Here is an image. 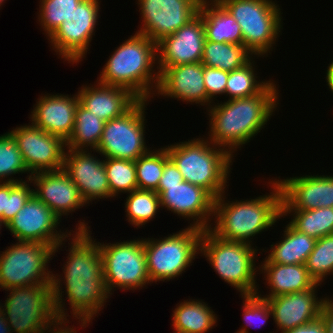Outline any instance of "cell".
Listing matches in <instances>:
<instances>
[{"mask_svg":"<svg viewBox=\"0 0 333 333\" xmlns=\"http://www.w3.org/2000/svg\"><path fill=\"white\" fill-rule=\"evenodd\" d=\"M78 224H76V232L72 234L73 238H68L71 244L65 266L63 265L64 277L52 274L51 288L57 319L67 320L68 313L65 312L67 309L64 307L66 304L62 298V295L67 293L71 313L73 317H76L74 319H79L81 328H86L94 319L93 317L104 308L110 294L104 281L99 244L96 239L92 240L93 236L90 234L88 223L80 220ZM62 281L65 290L62 288ZM62 290L65 294H62L64 293Z\"/></svg>","mask_w":333,"mask_h":333,"instance_id":"obj_1","label":"cell"},{"mask_svg":"<svg viewBox=\"0 0 333 333\" xmlns=\"http://www.w3.org/2000/svg\"><path fill=\"white\" fill-rule=\"evenodd\" d=\"M270 82L260 93L212 104L208 109L211 143L232 156L237 148L250 142L271 119L279 104V90Z\"/></svg>","mask_w":333,"mask_h":333,"instance_id":"obj_2","label":"cell"},{"mask_svg":"<svg viewBox=\"0 0 333 333\" xmlns=\"http://www.w3.org/2000/svg\"><path fill=\"white\" fill-rule=\"evenodd\" d=\"M270 183L273 189L270 194L255 199L227 202L225 192L222 193L214 202L216 225L209 229L221 239L253 245L251 240L255 235L267 231L282 217L280 184L277 179Z\"/></svg>","mask_w":333,"mask_h":333,"instance_id":"obj_3","label":"cell"},{"mask_svg":"<svg viewBox=\"0 0 333 333\" xmlns=\"http://www.w3.org/2000/svg\"><path fill=\"white\" fill-rule=\"evenodd\" d=\"M155 61L157 43L136 32L109 56L96 82L123 87L140 100H151L159 83V72L153 69Z\"/></svg>","mask_w":333,"mask_h":333,"instance_id":"obj_4","label":"cell"},{"mask_svg":"<svg viewBox=\"0 0 333 333\" xmlns=\"http://www.w3.org/2000/svg\"><path fill=\"white\" fill-rule=\"evenodd\" d=\"M165 148L184 181L204 188L215 199L229 186L227 180L234 156L225 149L200 137Z\"/></svg>","mask_w":333,"mask_h":333,"instance_id":"obj_5","label":"cell"},{"mask_svg":"<svg viewBox=\"0 0 333 333\" xmlns=\"http://www.w3.org/2000/svg\"><path fill=\"white\" fill-rule=\"evenodd\" d=\"M257 251L250 244L221 239L210 229L203 230L200 239V253L216 274L242 296L258 292L255 276L259 269L254 260Z\"/></svg>","mask_w":333,"mask_h":333,"instance_id":"obj_6","label":"cell"},{"mask_svg":"<svg viewBox=\"0 0 333 333\" xmlns=\"http://www.w3.org/2000/svg\"><path fill=\"white\" fill-rule=\"evenodd\" d=\"M239 24L243 45L257 57L268 56L282 28L279 5L273 0H217ZM265 54V55H264Z\"/></svg>","mask_w":333,"mask_h":333,"instance_id":"obj_7","label":"cell"},{"mask_svg":"<svg viewBox=\"0 0 333 333\" xmlns=\"http://www.w3.org/2000/svg\"><path fill=\"white\" fill-rule=\"evenodd\" d=\"M203 230L188 226L161 239L144 238L147 269L151 283L170 281L185 272L200 252Z\"/></svg>","mask_w":333,"mask_h":333,"instance_id":"obj_8","label":"cell"},{"mask_svg":"<svg viewBox=\"0 0 333 333\" xmlns=\"http://www.w3.org/2000/svg\"><path fill=\"white\" fill-rule=\"evenodd\" d=\"M54 247L39 242L18 241L0 253V287H26L41 284L51 285ZM52 257V258H51Z\"/></svg>","mask_w":333,"mask_h":333,"instance_id":"obj_9","label":"cell"},{"mask_svg":"<svg viewBox=\"0 0 333 333\" xmlns=\"http://www.w3.org/2000/svg\"><path fill=\"white\" fill-rule=\"evenodd\" d=\"M5 291L10 293L2 304V313L12 333H45L57 320L51 285L13 287Z\"/></svg>","mask_w":333,"mask_h":333,"instance_id":"obj_10","label":"cell"},{"mask_svg":"<svg viewBox=\"0 0 333 333\" xmlns=\"http://www.w3.org/2000/svg\"><path fill=\"white\" fill-rule=\"evenodd\" d=\"M99 244L103 260L104 281L108 293L113 288L136 290L151 284L143 239Z\"/></svg>","mask_w":333,"mask_h":333,"instance_id":"obj_11","label":"cell"},{"mask_svg":"<svg viewBox=\"0 0 333 333\" xmlns=\"http://www.w3.org/2000/svg\"><path fill=\"white\" fill-rule=\"evenodd\" d=\"M149 100H139L124 115L105 122L101 139L95 152L106 158L135 161L146 154L145 107Z\"/></svg>","mask_w":333,"mask_h":333,"instance_id":"obj_12","label":"cell"},{"mask_svg":"<svg viewBox=\"0 0 333 333\" xmlns=\"http://www.w3.org/2000/svg\"><path fill=\"white\" fill-rule=\"evenodd\" d=\"M60 217L34 194L5 226L17 241L39 242L54 247L53 255L72 235L70 231H57ZM67 233V234H66Z\"/></svg>","mask_w":333,"mask_h":333,"instance_id":"obj_13","label":"cell"},{"mask_svg":"<svg viewBox=\"0 0 333 333\" xmlns=\"http://www.w3.org/2000/svg\"><path fill=\"white\" fill-rule=\"evenodd\" d=\"M99 0H82L75 8L73 21H63L48 38L53 50L68 63L82 61L95 34L99 19Z\"/></svg>","mask_w":333,"mask_h":333,"instance_id":"obj_14","label":"cell"},{"mask_svg":"<svg viewBox=\"0 0 333 333\" xmlns=\"http://www.w3.org/2000/svg\"><path fill=\"white\" fill-rule=\"evenodd\" d=\"M203 0H138L142 26L138 33L154 42L173 34L192 20Z\"/></svg>","mask_w":333,"mask_h":333,"instance_id":"obj_15","label":"cell"},{"mask_svg":"<svg viewBox=\"0 0 333 333\" xmlns=\"http://www.w3.org/2000/svg\"><path fill=\"white\" fill-rule=\"evenodd\" d=\"M9 133L32 174L63 169L66 142L61 137L49 134L32 123L16 127Z\"/></svg>","mask_w":333,"mask_h":333,"instance_id":"obj_16","label":"cell"},{"mask_svg":"<svg viewBox=\"0 0 333 333\" xmlns=\"http://www.w3.org/2000/svg\"><path fill=\"white\" fill-rule=\"evenodd\" d=\"M155 192L159 195L161 208H167L179 217L193 219L190 226L202 230L211 227L215 198L204 188L183 181L178 185L158 186Z\"/></svg>","mask_w":333,"mask_h":333,"instance_id":"obj_17","label":"cell"},{"mask_svg":"<svg viewBox=\"0 0 333 333\" xmlns=\"http://www.w3.org/2000/svg\"><path fill=\"white\" fill-rule=\"evenodd\" d=\"M205 40L203 19L198 13L179 30L157 42L158 72L167 67L201 62Z\"/></svg>","mask_w":333,"mask_h":333,"instance_id":"obj_18","label":"cell"},{"mask_svg":"<svg viewBox=\"0 0 333 333\" xmlns=\"http://www.w3.org/2000/svg\"><path fill=\"white\" fill-rule=\"evenodd\" d=\"M97 158L89 150L66 149L64 155L63 170L77 186L86 204L111 197L104 160Z\"/></svg>","mask_w":333,"mask_h":333,"instance_id":"obj_19","label":"cell"},{"mask_svg":"<svg viewBox=\"0 0 333 333\" xmlns=\"http://www.w3.org/2000/svg\"><path fill=\"white\" fill-rule=\"evenodd\" d=\"M277 182L282 191V210L333 207V175H303Z\"/></svg>","mask_w":333,"mask_h":333,"instance_id":"obj_20","label":"cell"},{"mask_svg":"<svg viewBox=\"0 0 333 333\" xmlns=\"http://www.w3.org/2000/svg\"><path fill=\"white\" fill-rule=\"evenodd\" d=\"M29 179L30 185L33 183L35 188L33 194L60 219L62 215H69L87 205L79 189L63 169L33 173Z\"/></svg>","mask_w":333,"mask_h":333,"instance_id":"obj_21","label":"cell"},{"mask_svg":"<svg viewBox=\"0 0 333 333\" xmlns=\"http://www.w3.org/2000/svg\"><path fill=\"white\" fill-rule=\"evenodd\" d=\"M158 95L177 98L183 102L196 103L209 108L213 103L205 89L203 64H180L159 72Z\"/></svg>","mask_w":333,"mask_h":333,"instance_id":"obj_22","label":"cell"},{"mask_svg":"<svg viewBox=\"0 0 333 333\" xmlns=\"http://www.w3.org/2000/svg\"><path fill=\"white\" fill-rule=\"evenodd\" d=\"M320 285L317 284L303 292L263 298L267 300L272 311V319L281 333L305 325L320 316L321 307L327 298L326 295L318 299L316 291Z\"/></svg>","mask_w":333,"mask_h":333,"instance_id":"obj_23","label":"cell"},{"mask_svg":"<svg viewBox=\"0 0 333 333\" xmlns=\"http://www.w3.org/2000/svg\"><path fill=\"white\" fill-rule=\"evenodd\" d=\"M37 100L30 115L32 124L66 142L73 132L78 94L71 97L68 94L47 93Z\"/></svg>","mask_w":333,"mask_h":333,"instance_id":"obj_24","label":"cell"},{"mask_svg":"<svg viewBox=\"0 0 333 333\" xmlns=\"http://www.w3.org/2000/svg\"><path fill=\"white\" fill-rule=\"evenodd\" d=\"M93 86H82L78 90L79 103L105 122L124 115L140 100L123 87L99 82Z\"/></svg>","mask_w":333,"mask_h":333,"instance_id":"obj_25","label":"cell"},{"mask_svg":"<svg viewBox=\"0 0 333 333\" xmlns=\"http://www.w3.org/2000/svg\"><path fill=\"white\" fill-rule=\"evenodd\" d=\"M258 268L264 273L266 285L270 286L269 295L262 297L256 293L261 298L303 292L317 285L304 264L262 263Z\"/></svg>","mask_w":333,"mask_h":333,"instance_id":"obj_26","label":"cell"},{"mask_svg":"<svg viewBox=\"0 0 333 333\" xmlns=\"http://www.w3.org/2000/svg\"><path fill=\"white\" fill-rule=\"evenodd\" d=\"M198 13L203 19L206 40L243 44L239 24L217 0H203Z\"/></svg>","mask_w":333,"mask_h":333,"instance_id":"obj_27","label":"cell"},{"mask_svg":"<svg viewBox=\"0 0 333 333\" xmlns=\"http://www.w3.org/2000/svg\"><path fill=\"white\" fill-rule=\"evenodd\" d=\"M283 240L271 245V251L263 263L304 264L313 251L316 239L294 229L289 223L285 227Z\"/></svg>","mask_w":333,"mask_h":333,"instance_id":"obj_28","label":"cell"},{"mask_svg":"<svg viewBox=\"0 0 333 333\" xmlns=\"http://www.w3.org/2000/svg\"><path fill=\"white\" fill-rule=\"evenodd\" d=\"M174 333H206L217 323L215 312L202 300H184L172 314Z\"/></svg>","mask_w":333,"mask_h":333,"instance_id":"obj_29","label":"cell"},{"mask_svg":"<svg viewBox=\"0 0 333 333\" xmlns=\"http://www.w3.org/2000/svg\"><path fill=\"white\" fill-rule=\"evenodd\" d=\"M253 54L243 44L205 40L201 63L224 71H234L247 64Z\"/></svg>","mask_w":333,"mask_h":333,"instance_id":"obj_30","label":"cell"},{"mask_svg":"<svg viewBox=\"0 0 333 333\" xmlns=\"http://www.w3.org/2000/svg\"><path fill=\"white\" fill-rule=\"evenodd\" d=\"M105 121L99 119L78 103L75 111L74 128L70 138L66 141V148L72 150L95 151L104 130ZM87 147V148H86Z\"/></svg>","mask_w":333,"mask_h":333,"instance_id":"obj_31","label":"cell"},{"mask_svg":"<svg viewBox=\"0 0 333 333\" xmlns=\"http://www.w3.org/2000/svg\"><path fill=\"white\" fill-rule=\"evenodd\" d=\"M293 219L289 224L297 231L316 240L333 234V207L316 208L311 210H282V217L289 215Z\"/></svg>","mask_w":333,"mask_h":333,"instance_id":"obj_32","label":"cell"},{"mask_svg":"<svg viewBox=\"0 0 333 333\" xmlns=\"http://www.w3.org/2000/svg\"><path fill=\"white\" fill-rule=\"evenodd\" d=\"M125 212L128 222L134 227L145 225L155 218L161 202L159 195L152 190L136 189L127 195Z\"/></svg>","mask_w":333,"mask_h":333,"instance_id":"obj_33","label":"cell"},{"mask_svg":"<svg viewBox=\"0 0 333 333\" xmlns=\"http://www.w3.org/2000/svg\"><path fill=\"white\" fill-rule=\"evenodd\" d=\"M168 159L167 150L162 147L149 150L135 160L138 189L156 191Z\"/></svg>","mask_w":333,"mask_h":333,"instance_id":"obj_34","label":"cell"},{"mask_svg":"<svg viewBox=\"0 0 333 333\" xmlns=\"http://www.w3.org/2000/svg\"><path fill=\"white\" fill-rule=\"evenodd\" d=\"M253 62L255 61L252 58L241 68L229 72L225 90V95H229L228 100L256 95L271 82V80L257 81L258 77L256 76Z\"/></svg>","mask_w":333,"mask_h":333,"instance_id":"obj_35","label":"cell"},{"mask_svg":"<svg viewBox=\"0 0 333 333\" xmlns=\"http://www.w3.org/2000/svg\"><path fill=\"white\" fill-rule=\"evenodd\" d=\"M104 167L109 181L111 198L120 193H130L138 189L135 161L106 158Z\"/></svg>","mask_w":333,"mask_h":333,"instance_id":"obj_36","label":"cell"},{"mask_svg":"<svg viewBox=\"0 0 333 333\" xmlns=\"http://www.w3.org/2000/svg\"><path fill=\"white\" fill-rule=\"evenodd\" d=\"M27 180L20 182H0V218L7 225L33 195V188ZM28 182V184H27Z\"/></svg>","mask_w":333,"mask_h":333,"instance_id":"obj_37","label":"cell"},{"mask_svg":"<svg viewBox=\"0 0 333 333\" xmlns=\"http://www.w3.org/2000/svg\"><path fill=\"white\" fill-rule=\"evenodd\" d=\"M82 0H40L38 21L49 38L63 21H73Z\"/></svg>","mask_w":333,"mask_h":333,"instance_id":"obj_38","label":"cell"},{"mask_svg":"<svg viewBox=\"0 0 333 333\" xmlns=\"http://www.w3.org/2000/svg\"><path fill=\"white\" fill-rule=\"evenodd\" d=\"M305 266L317 284H322L325 277L333 274V234L316 240Z\"/></svg>","mask_w":333,"mask_h":333,"instance_id":"obj_39","label":"cell"},{"mask_svg":"<svg viewBox=\"0 0 333 333\" xmlns=\"http://www.w3.org/2000/svg\"><path fill=\"white\" fill-rule=\"evenodd\" d=\"M32 173L28 170L18 145L8 132L0 136V182L23 181L9 177L19 173ZM4 178H7L4 179ZM4 179V180H3Z\"/></svg>","mask_w":333,"mask_h":333,"instance_id":"obj_40","label":"cell"},{"mask_svg":"<svg viewBox=\"0 0 333 333\" xmlns=\"http://www.w3.org/2000/svg\"><path fill=\"white\" fill-rule=\"evenodd\" d=\"M241 297L243 298V320L246 324L236 333H249L248 326H253L252 324H256V322H260L257 327L263 326L269 317L272 316V311L267 300L259 297L257 294Z\"/></svg>","mask_w":333,"mask_h":333,"instance_id":"obj_41","label":"cell"},{"mask_svg":"<svg viewBox=\"0 0 333 333\" xmlns=\"http://www.w3.org/2000/svg\"><path fill=\"white\" fill-rule=\"evenodd\" d=\"M203 76L208 98L213 101L217 95H225L229 72L203 65Z\"/></svg>","mask_w":333,"mask_h":333,"instance_id":"obj_42","label":"cell"},{"mask_svg":"<svg viewBox=\"0 0 333 333\" xmlns=\"http://www.w3.org/2000/svg\"><path fill=\"white\" fill-rule=\"evenodd\" d=\"M183 176L174 162L169 158L165 164L158 186H173L183 182Z\"/></svg>","mask_w":333,"mask_h":333,"instance_id":"obj_43","label":"cell"},{"mask_svg":"<svg viewBox=\"0 0 333 333\" xmlns=\"http://www.w3.org/2000/svg\"><path fill=\"white\" fill-rule=\"evenodd\" d=\"M285 333H326V329L322 318L319 316L317 319L288 330Z\"/></svg>","mask_w":333,"mask_h":333,"instance_id":"obj_44","label":"cell"},{"mask_svg":"<svg viewBox=\"0 0 333 333\" xmlns=\"http://www.w3.org/2000/svg\"><path fill=\"white\" fill-rule=\"evenodd\" d=\"M320 317L324 322L326 333H333V301L329 297L321 307Z\"/></svg>","mask_w":333,"mask_h":333,"instance_id":"obj_45","label":"cell"},{"mask_svg":"<svg viewBox=\"0 0 333 333\" xmlns=\"http://www.w3.org/2000/svg\"><path fill=\"white\" fill-rule=\"evenodd\" d=\"M66 323H69V320L65 319H57L52 326H50L49 330L47 332L49 333H77V330H74V326L67 327ZM63 324V325H62ZM66 325V326H65ZM52 327V328H51Z\"/></svg>","mask_w":333,"mask_h":333,"instance_id":"obj_46","label":"cell"},{"mask_svg":"<svg viewBox=\"0 0 333 333\" xmlns=\"http://www.w3.org/2000/svg\"><path fill=\"white\" fill-rule=\"evenodd\" d=\"M326 82L329 86V89L333 93V61L329 64L327 71H326Z\"/></svg>","mask_w":333,"mask_h":333,"instance_id":"obj_47","label":"cell"},{"mask_svg":"<svg viewBox=\"0 0 333 333\" xmlns=\"http://www.w3.org/2000/svg\"><path fill=\"white\" fill-rule=\"evenodd\" d=\"M0 333H12L3 313L0 314Z\"/></svg>","mask_w":333,"mask_h":333,"instance_id":"obj_48","label":"cell"},{"mask_svg":"<svg viewBox=\"0 0 333 333\" xmlns=\"http://www.w3.org/2000/svg\"><path fill=\"white\" fill-rule=\"evenodd\" d=\"M2 226H6V225L2 222V220L0 218V230H1Z\"/></svg>","mask_w":333,"mask_h":333,"instance_id":"obj_49","label":"cell"},{"mask_svg":"<svg viewBox=\"0 0 333 333\" xmlns=\"http://www.w3.org/2000/svg\"><path fill=\"white\" fill-rule=\"evenodd\" d=\"M2 303L0 302V314L2 313Z\"/></svg>","mask_w":333,"mask_h":333,"instance_id":"obj_50","label":"cell"},{"mask_svg":"<svg viewBox=\"0 0 333 333\" xmlns=\"http://www.w3.org/2000/svg\"><path fill=\"white\" fill-rule=\"evenodd\" d=\"M4 1H5V0H0V7H1V5L3 4Z\"/></svg>","mask_w":333,"mask_h":333,"instance_id":"obj_51","label":"cell"}]
</instances>
